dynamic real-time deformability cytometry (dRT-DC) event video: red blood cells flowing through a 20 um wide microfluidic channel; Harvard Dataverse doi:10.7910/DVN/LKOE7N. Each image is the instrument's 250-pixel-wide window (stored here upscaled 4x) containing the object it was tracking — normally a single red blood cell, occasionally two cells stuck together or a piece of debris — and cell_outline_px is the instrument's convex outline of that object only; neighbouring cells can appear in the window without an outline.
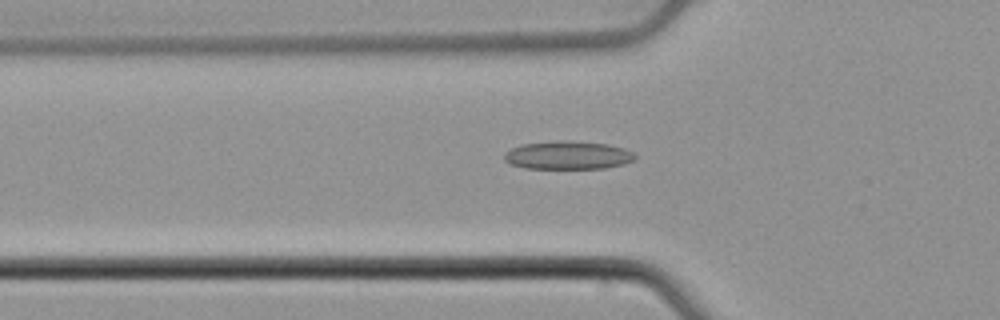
{"species": "common noctule bat (a hibernating species)", "species_latin": "Nyctalus noctula", "temperature_condition": "cold", "stored_images_in_passage": 49, "camera_frame_rate_fps": 3000, "um_per_image_px": 0.085, "animal": {"sex": "male", "body_mass_g": 21.5, "forearm_length_mm": 52.0}, "frame": {"image": 1, "passage_image": 14, "time_ms": 4.333, "image_size_px": [1000, 320], "cell_outline_px": [[636, 156], [632, 160], [624, 164], [604, 168], [524, 168], [508, 164], [504, 160], [504, 152], [520, 144], [556, 140], [572, 140], [608, 144], [624, 148], [632, 152]], "centroid_in_image_um": [48.22, 13.18], "position_along_channel_um": 77.6, "area_um2": 21.73}}
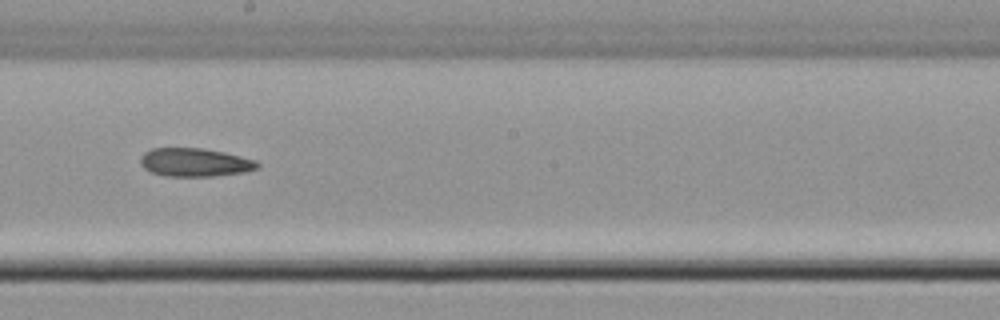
{"frame": {"image": 2, "passage_image": 26, "time_ms": 8.333, "image_size_px": [1000, 320], "cell_outline_px": [[260, 168], [244, 172], [212, 176], [168, 176], [152, 172], [144, 168], [140, 164], [140, 156], [144, 152], [152, 148], [204, 148], [224, 152], [256, 160], [260, 164]], "centroid_in_image_um": [16.57, 13.79], "position_along_channel_um": 231.6, "area_um2": 19.42}}
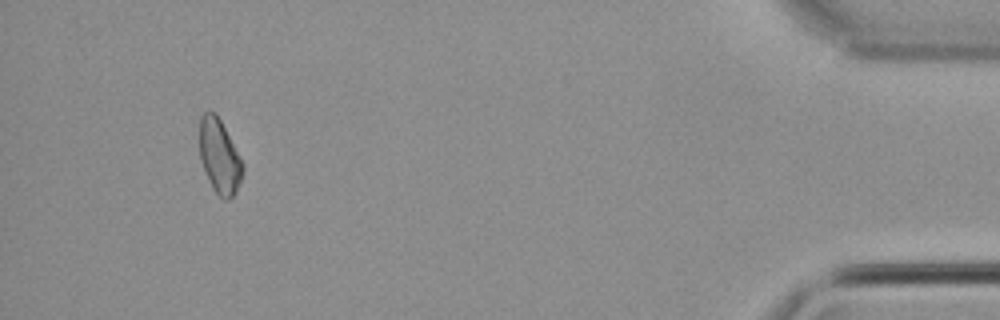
{"frame": {"image": 3, "passage_image": 46, "time_ms": 15.0, "image_size_px": [1000, 320], "cell_outline_px": [[244, 172], [236, 192], [228, 200], [224, 200], [212, 188], [208, 180], [200, 160], [200, 116], [204, 112], [216, 112], [244, 164]], "centroid_in_image_um": [18.66, 13.31], "position_along_channel_um": 416.5, "area_um2": 18.67}}